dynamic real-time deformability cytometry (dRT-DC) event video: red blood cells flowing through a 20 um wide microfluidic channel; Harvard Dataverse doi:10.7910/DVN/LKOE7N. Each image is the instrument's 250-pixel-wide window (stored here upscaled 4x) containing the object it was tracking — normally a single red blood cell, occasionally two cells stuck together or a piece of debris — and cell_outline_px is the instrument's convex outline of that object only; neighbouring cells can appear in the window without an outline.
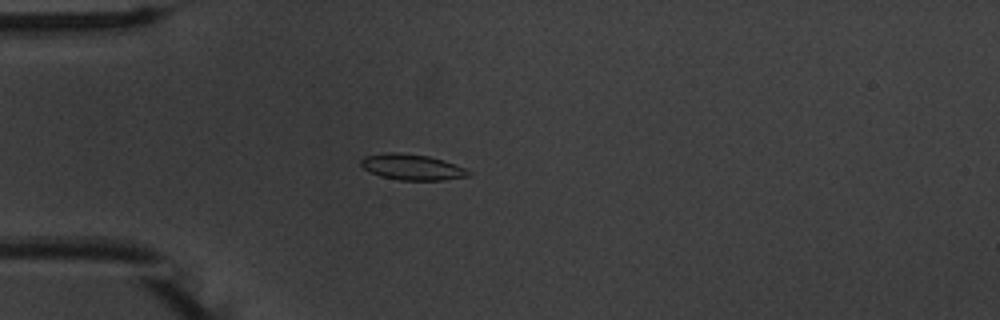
{"species": "common noctule bat (a hibernating species)", "species_latin": "Nyctalus noctula", "temperature_condition": "warm", "stored_images_in_passage": 55, "camera_frame_rate_fps": 3000, "um_per_image_px": 0.085, "animal": {"sex": "male", "body_mass_g": 20.1, "forearm_length_mm": 53.5}, "frame": {"image": 1, "passage_image": 16, "time_ms": 5.0, "image_size_px": [1000, 320], "cell_outline_px": [[472, 172], [468, 176], [444, 180], [400, 180], [380, 176], [368, 172], [360, 164], [360, 160], [364, 156], [388, 152], [396, 152], [428, 156], [444, 160], [456, 164]], "centroid_in_image_um": [35.0, 14.2], "position_along_channel_um": 50.0, "area_um2": 16.24}}
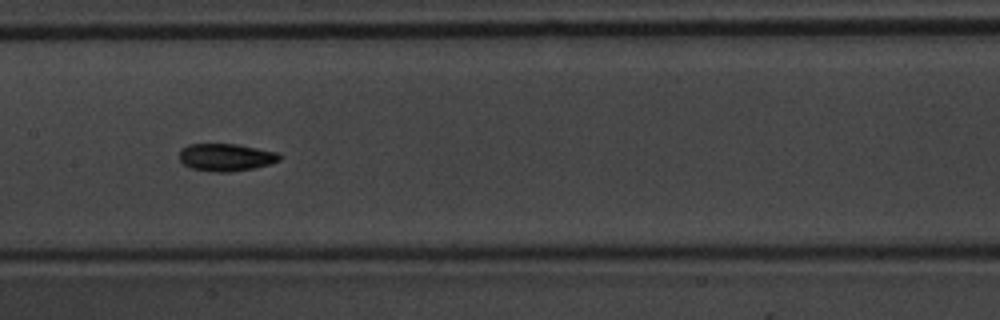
{"frame": {"image": 2, "passage_image": 28, "time_ms": 9.0, "image_size_px": [1000, 320], "cell_outline_px": [[280, 160], [268, 164], [252, 168], [228, 172], [212, 172], [192, 168], [184, 164], [180, 160], [180, 148], [188, 144], [236, 144], [276, 152], [280, 156]], "centroid_in_image_um": [19.16, 13.36], "position_along_channel_um": 188.2, "area_um2": 15.84}}
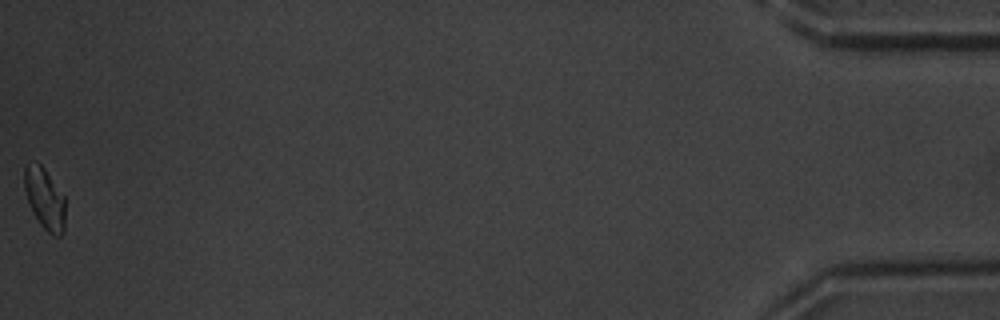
{"frame": {"image": 3, "passage_image": 55, "time_ms": 18.0, "image_size_px": [1000, 320], "cell_outline_px": [[64, 232], [60, 236], [52, 236], [40, 224], [28, 200], [24, 188], [24, 164], [36, 160], [44, 168], [64, 196]], "centroid_in_image_um": [3.79, 16.85], "position_along_channel_um": 431.4, "area_um2": 14.51}, "authors_computed_cell_mechanics": {"area_um2": 15.317, "velocity_mm_per_s": 3.7573, "shape_relaxation_time_tau1_ms": 2.673, "shape_relaxation_time_tau2_ms": 3.8171, "deformation_change_tau1": 0.1059, "deformation_change_tau2": 0.0588}}